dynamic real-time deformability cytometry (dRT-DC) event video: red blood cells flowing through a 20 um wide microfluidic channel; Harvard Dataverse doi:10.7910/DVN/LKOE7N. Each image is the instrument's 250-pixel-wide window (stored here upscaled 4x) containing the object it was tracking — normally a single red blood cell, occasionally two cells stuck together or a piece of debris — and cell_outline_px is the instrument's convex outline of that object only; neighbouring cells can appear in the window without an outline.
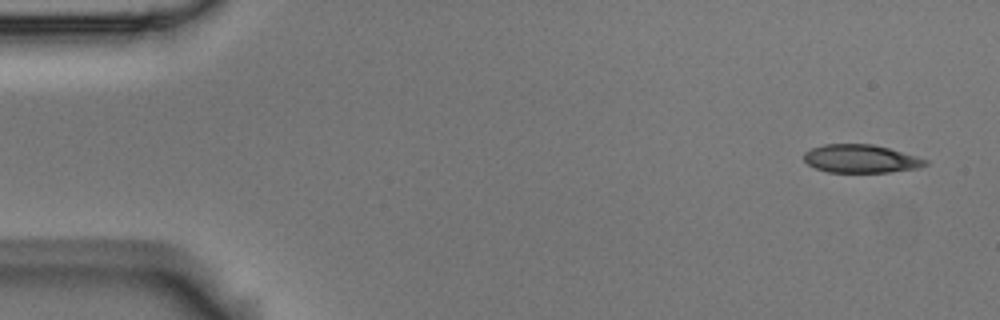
{"species": "Egyptian fruit bat (a non-hibernating species)", "species_latin": "Rousettus aegyptiacus", "temperature_condition": "room temperature", "stored_images_in_passage": 5, "camera_frame_rate_fps": 3000, "um_per_image_px": 0.085, "animal": {"sex": "male"}, "frame": {"image": 1, "passage_image": 1, "time_ms": 0.0, "image_size_px": [1000, 320], "cell_outline_px": [[928, 164], [920, 168], [888, 172], [828, 172], [816, 168], [808, 164], [804, 160], [804, 152], [812, 148], [824, 144], [872, 144], [888, 148], [928, 160]], "centroid_in_image_um": [73.16, 13.49], "position_along_channel_um": 11.8, "area_um2": 19.83}}
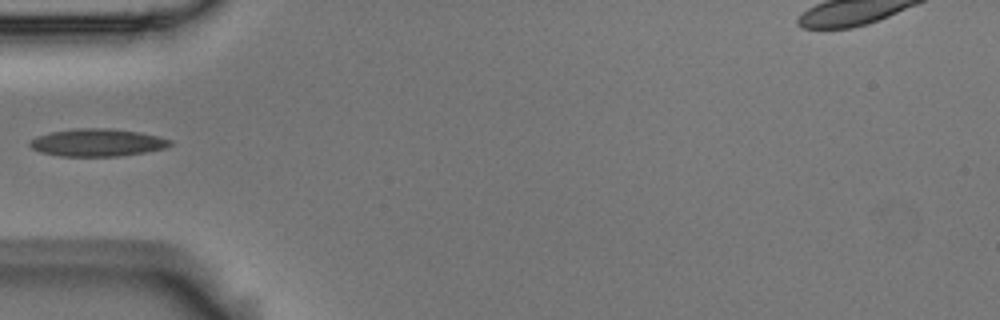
{"frame": {"image": 2, "passage_image": 4, "time_ms": 1.0, "image_size_px": [1000, 320], "cell_outline_px": [[172, 144], [164, 148], [144, 152], [120, 156], [60, 156], [40, 152], [32, 148], [28, 144], [28, 140], [36, 136], [52, 132], [76, 128], [108, 128], [140, 132], [172, 140]], "centroid_in_image_um": [8.23, 12.11], "position_along_channel_um": 76.8, "area_um2": 22.48}}
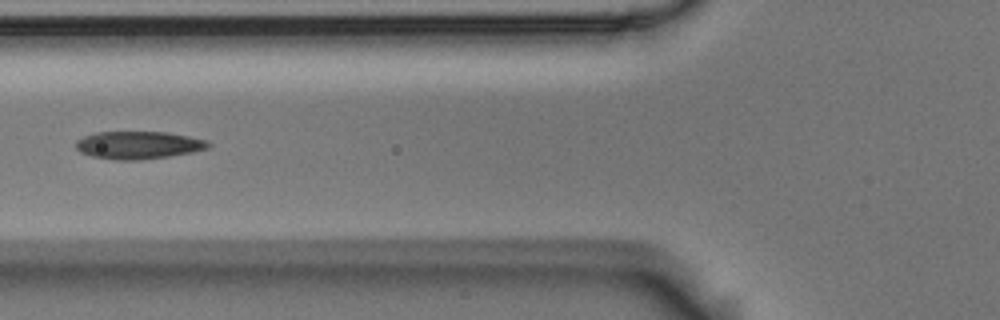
{"frame": {"image": 3, "passage_image": 5, "time_ms": 1.333, "image_size_px": [1000, 320], "cell_outline_px": [[212, 144], [208, 148], [192, 152], [168, 156], [136, 160], [116, 160], [92, 156], [80, 152], [76, 148], [76, 140], [84, 136], [96, 132], [168, 132], [208, 140]], "centroid_in_image_um": [11.77, 12.33], "position_along_channel_um": 114.0, "area_um2": 21.33}}